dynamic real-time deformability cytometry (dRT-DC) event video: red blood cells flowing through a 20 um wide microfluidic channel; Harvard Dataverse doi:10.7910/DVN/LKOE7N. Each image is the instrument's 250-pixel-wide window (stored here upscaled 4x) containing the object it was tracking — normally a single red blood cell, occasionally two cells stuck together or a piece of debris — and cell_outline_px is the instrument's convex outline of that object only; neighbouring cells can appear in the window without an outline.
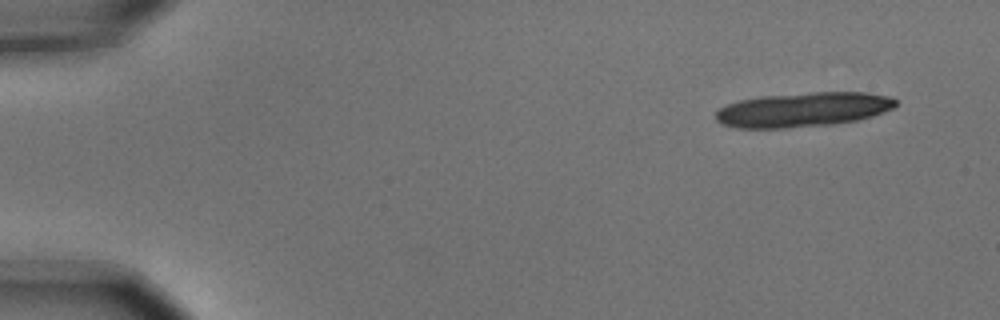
{"species": "common noctule bat (a hibernating species)", "species_latin": "Nyctalus noctula", "temperature_condition": "cold", "stored_images_in_passage": 6, "camera_frame_rate_fps": 3000, "um_per_image_px": 0.085, "animal": {"sex": "male", "body_mass_g": 15.6}, "frame": {"image": 1, "passage_image": 1, "time_ms": 0.0, "image_size_px": [1000, 320], "cell_outline_px": [[896, 104], [892, 108], [884, 112], [872, 116], [856, 120], [832, 124], [784, 128], [736, 128], [724, 124], [716, 120], [716, 112], [720, 108], [728, 104], [740, 100], [760, 96], [812, 92], [868, 92], [888, 96], [896, 100]], "centroid_in_image_um": [68.26, 9.31], "position_along_channel_um": 16.7, "area_um2": 36.07}}
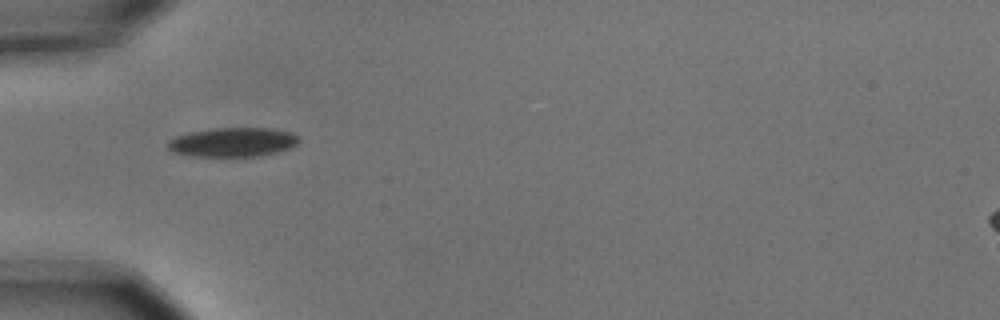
{"frame": {"image": 2, "passage_image": 5, "time_ms": 1.333, "image_size_px": [1000, 320], "cell_outline_px": [[300, 140], [296, 144], [288, 148], [276, 152], [260, 156], [192, 156], [172, 152], [168, 148], [168, 140], [176, 136], [192, 132], [212, 128], [268, 128], [288, 132], [296, 136]], "centroid_in_image_um": [19.75, 12.09], "position_along_channel_um": 65.3, "area_um2": 22.02}}
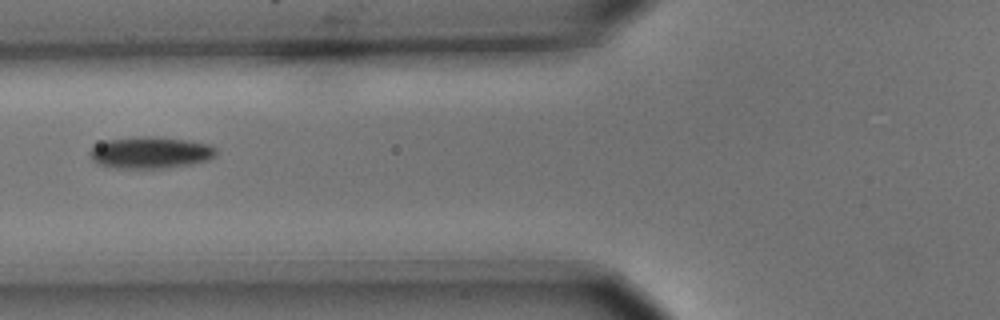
{"frame": {"image": 3, "passage_image": 6, "time_ms": 1.667, "image_size_px": [1000, 320], "cell_outline_px": [[216, 156], [208, 160], [192, 164], [168, 168], [116, 168], [96, 164], [92, 160], [88, 152], [96, 144], [108, 140], [132, 136], [156, 136], [188, 140], [208, 144], [216, 148]], "centroid_in_image_um": [12.77, 12.97], "position_along_channel_um": 113.0, "area_um2": 23.7}}